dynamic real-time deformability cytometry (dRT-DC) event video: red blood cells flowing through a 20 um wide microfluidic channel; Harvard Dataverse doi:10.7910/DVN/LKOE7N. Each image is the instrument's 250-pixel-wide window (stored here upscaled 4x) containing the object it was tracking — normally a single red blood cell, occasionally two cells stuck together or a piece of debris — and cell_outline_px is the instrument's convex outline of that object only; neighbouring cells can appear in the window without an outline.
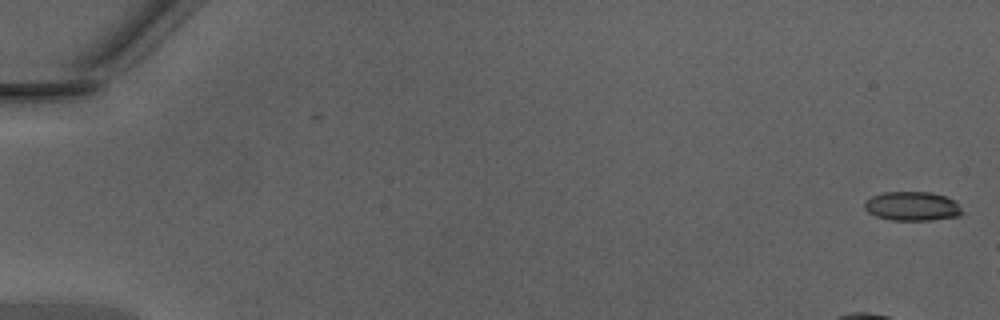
{"species": "Egyptian fruit bat (a non-hibernating species)", "species_latin": "Rousettus aegyptiacus", "temperature_condition": "warm", "stored_images_in_passage": 7, "camera_frame_rate_fps": 3000, "um_per_image_px": 0.085, "animal": {"sex": "male"}, "frame": {"image": 1, "passage_image": 1, "time_ms": 0.0, "image_size_px": [1000, 320], "cell_outline_px": [[964, 212], [960, 216], [932, 220], [892, 220], [876, 216], [868, 212], [864, 208], [864, 200], [872, 196], [884, 192], [932, 192], [944, 196], [952, 200]], "centroid_in_image_um": [77.51, 17.53], "position_along_channel_um": 7.5, "area_um2": 16.53}}